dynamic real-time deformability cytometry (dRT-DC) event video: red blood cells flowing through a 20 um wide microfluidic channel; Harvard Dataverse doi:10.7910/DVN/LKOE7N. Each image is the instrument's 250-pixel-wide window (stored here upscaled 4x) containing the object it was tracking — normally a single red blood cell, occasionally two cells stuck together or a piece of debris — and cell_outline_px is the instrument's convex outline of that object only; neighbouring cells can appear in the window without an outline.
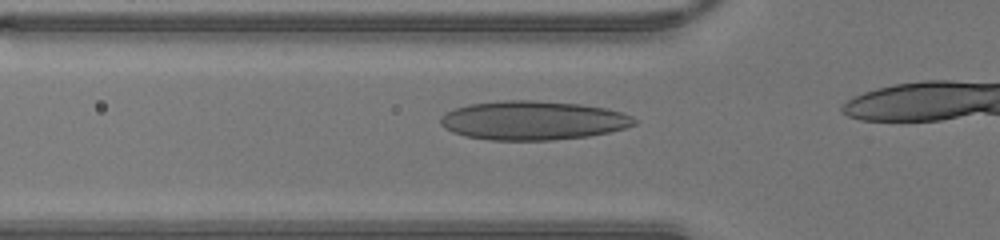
{"species": "human", "species_latin": "Homo sapiens", "temperature_condition": "warm", "stored_images_in_passage": 12, "camera_frame_rate_fps": 3000, "um_per_image_px": 0.085, "donor": {"sex": "male"}, "frame": {"image": 1, "passage_image": 8, "time_ms": 2.333, "image_size_px": [1000, 240], "cell_outline_px": [[636, 124], [624, 128], [608, 132], [588, 136], [552, 140], [492, 140], [464, 136], [452, 132], [444, 128], [440, 124], [440, 116], [444, 112], [468, 104], [508, 100], [536, 100], [580, 104], [604, 108], [620, 112], [632, 116], [636, 120]], "centroid_in_image_um": [45.25, 10.24], "position_along_channel_um": 80.5, "area_um2": 44.04}}
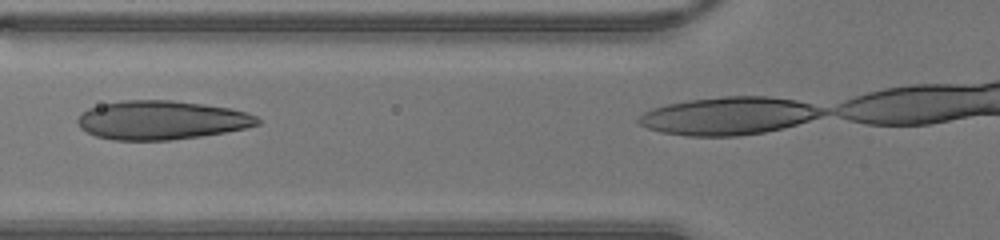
{"frame": {"image": 2, "passage_image": 10, "time_ms": 3.0, "image_size_px": [1000, 240], "cell_outline_px": [[260, 124], [244, 128], [224, 132], [200, 136], [172, 140], [112, 140], [96, 136], [80, 128], [76, 124], [76, 120], [80, 112], [88, 108], [100, 104], [120, 100], [172, 100], [204, 104], [232, 108], [256, 116], [260, 120]], "centroid_in_image_um": [13.66, 10.2], "position_along_channel_um": 112.1, "area_um2": 40.98}}